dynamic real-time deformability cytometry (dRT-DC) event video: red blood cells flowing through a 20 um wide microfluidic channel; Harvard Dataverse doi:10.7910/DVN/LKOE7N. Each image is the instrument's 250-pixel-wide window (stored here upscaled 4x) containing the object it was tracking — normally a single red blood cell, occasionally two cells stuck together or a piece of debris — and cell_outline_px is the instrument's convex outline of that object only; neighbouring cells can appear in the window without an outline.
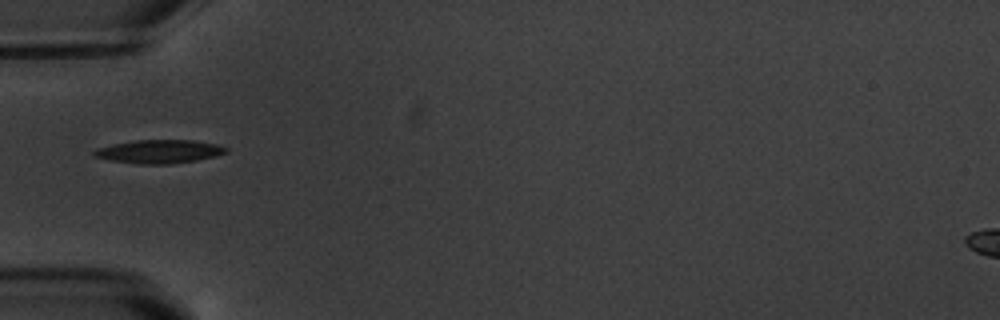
{"species": "common noctule bat (a hibernating species)", "species_latin": "Nyctalus noctula", "temperature_condition": "warm", "stored_images_in_passage": 11, "camera_frame_rate_fps": 3000, "um_per_image_px": 0.085, "animal": {"sex": "male", "body_mass_g": 20.1, "forearm_length_mm": 53.5}, "frame": {"image": 1, "passage_image": 1, "time_ms": 0.0, "image_size_px": [1000, 320], "cell_outline_px": [[228, 152], [216, 156], [196, 160], [172, 164], [140, 164], [108, 160], [92, 156], [92, 152], [96, 148], [112, 144], [136, 140], [192, 140], [216, 144], [228, 148]], "centroid_in_image_um": [13.51, 12.88], "position_along_channel_um": 71.5, "area_um2": 18.15}}
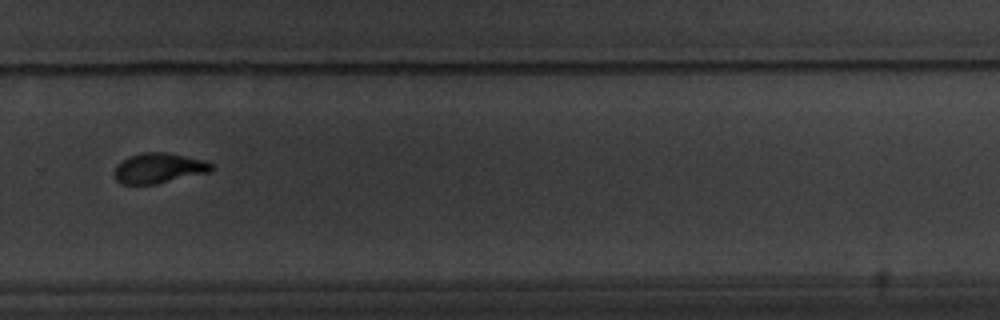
{"frame": {"image": 2, "passage_image": 7, "time_ms": 7.0, "image_size_px": [1000, 320], "cell_outline_px": [[216, 168], [208, 172], [156, 184], [120, 184], [116, 180], [112, 172], [116, 164], [128, 156], [144, 152], [168, 152], [208, 160]], "centroid_in_image_um": [13.48, 14.28], "position_along_channel_um": 316.3, "area_um2": 17.46}}
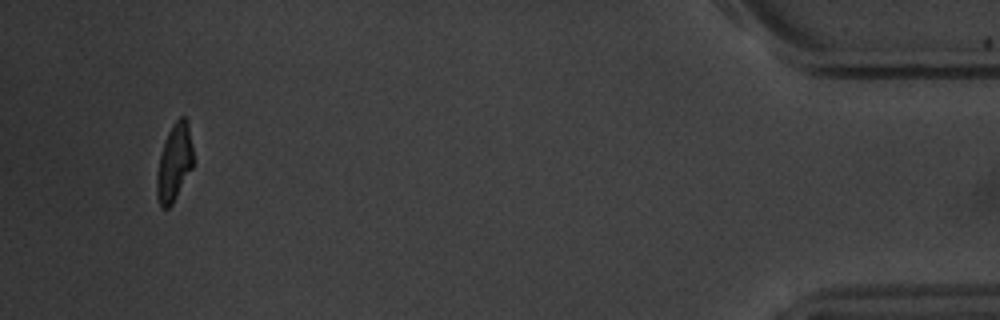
{"frame": {"image": 3, "passage_image": 11, "time_ms": 12.0, "image_size_px": [1000, 320], "cell_outline_px": [[192, 168], [172, 204], [168, 208], [160, 208], [156, 196], [156, 176], [160, 156], [168, 132], [172, 124], [180, 116], [184, 116], [188, 120], [192, 148]], "centroid_in_image_um": [14.8, 13.83], "position_along_channel_um": 420.4, "area_um2": 16.3}, "authors_computed_cell_mechanics": {"area_um2": 17.7446, "velocity_mm_per_s": 3.4986, "shape_relaxation_time_tau1_ms": 3.0662, "shape_relaxation_time_tau2_ms": 1.2352, "deformation_change_tau1": 0.1324, "deformation_change_tau2": 0.0566}}